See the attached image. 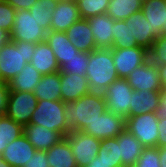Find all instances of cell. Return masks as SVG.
Instances as JSON below:
<instances>
[{
    "label": "cell",
    "instance_id": "12",
    "mask_svg": "<svg viewBox=\"0 0 166 167\" xmlns=\"http://www.w3.org/2000/svg\"><path fill=\"white\" fill-rule=\"evenodd\" d=\"M128 83L133 90H162L161 80L159 76L158 66L149 60L134 69L127 77Z\"/></svg>",
    "mask_w": 166,
    "mask_h": 167
},
{
    "label": "cell",
    "instance_id": "43",
    "mask_svg": "<svg viewBox=\"0 0 166 167\" xmlns=\"http://www.w3.org/2000/svg\"><path fill=\"white\" fill-rule=\"evenodd\" d=\"M159 114L166 116V89L160 92V111Z\"/></svg>",
    "mask_w": 166,
    "mask_h": 167
},
{
    "label": "cell",
    "instance_id": "48",
    "mask_svg": "<svg viewBox=\"0 0 166 167\" xmlns=\"http://www.w3.org/2000/svg\"><path fill=\"white\" fill-rule=\"evenodd\" d=\"M65 1H69V2H77V0H65Z\"/></svg>",
    "mask_w": 166,
    "mask_h": 167
},
{
    "label": "cell",
    "instance_id": "9",
    "mask_svg": "<svg viewBox=\"0 0 166 167\" xmlns=\"http://www.w3.org/2000/svg\"><path fill=\"white\" fill-rule=\"evenodd\" d=\"M65 138L68 140L77 167H87L98 155L101 140L82 131H71Z\"/></svg>",
    "mask_w": 166,
    "mask_h": 167
},
{
    "label": "cell",
    "instance_id": "40",
    "mask_svg": "<svg viewBox=\"0 0 166 167\" xmlns=\"http://www.w3.org/2000/svg\"><path fill=\"white\" fill-rule=\"evenodd\" d=\"M8 93V84L0 81V116L5 115Z\"/></svg>",
    "mask_w": 166,
    "mask_h": 167
},
{
    "label": "cell",
    "instance_id": "42",
    "mask_svg": "<svg viewBox=\"0 0 166 167\" xmlns=\"http://www.w3.org/2000/svg\"><path fill=\"white\" fill-rule=\"evenodd\" d=\"M87 167H115V164L103 161L96 156Z\"/></svg>",
    "mask_w": 166,
    "mask_h": 167
},
{
    "label": "cell",
    "instance_id": "2",
    "mask_svg": "<svg viewBox=\"0 0 166 167\" xmlns=\"http://www.w3.org/2000/svg\"><path fill=\"white\" fill-rule=\"evenodd\" d=\"M91 92L103 93L106 88L119 78L111 49H95L89 52L86 75Z\"/></svg>",
    "mask_w": 166,
    "mask_h": 167
},
{
    "label": "cell",
    "instance_id": "21",
    "mask_svg": "<svg viewBox=\"0 0 166 167\" xmlns=\"http://www.w3.org/2000/svg\"><path fill=\"white\" fill-rule=\"evenodd\" d=\"M160 92L161 90H147L145 92L143 90H133L128 117L150 112L159 113Z\"/></svg>",
    "mask_w": 166,
    "mask_h": 167
},
{
    "label": "cell",
    "instance_id": "5",
    "mask_svg": "<svg viewBox=\"0 0 166 167\" xmlns=\"http://www.w3.org/2000/svg\"><path fill=\"white\" fill-rule=\"evenodd\" d=\"M159 113L150 112L126 118L125 129L145 147H157Z\"/></svg>",
    "mask_w": 166,
    "mask_h": 167
},
{
    "label": "cell",
    "instance_id": "32",
    "mask_svg": "<svg viewBox=\"0 0 166 167\" xmlns=\"http://www.w3.org/2000/svg\"><path fill=\"white\" fill-rule=\"evenodd\" d=\"M89 63V52H79L68 60L60 68V73L86 75Z\"/></svg>",
    "mask_w": 166,
    "mask_h": 167
},
{
    "label": "cell",
    "instance_id": "14",
    "mask_svg": "<svg viewBox=\"0 0 166 167\" xmlns=\"http://www.w3.org/2000/svg\"><path fill=\"white\" fill-rule=\"evenodd\" d=\"M144 148L126 129L116 137L117 160H122V167H134Z\"/></svg>",
    "mask_w": 166,
    "mask_h": 167
},
{
    "label": "cell",
    "instance_id": "30",
    "mask_svg": "<svg viewBox=\"0 0 166 167\" xmlns=\"http://www.w3.org/2000/svg\"><path fill=\"white\" fill-rule=\"evenodd\" d=\"M24 127L8 116H0V155L9 142L14 141L23 135Z\"/></svg>",
    "mask_w": 166,
    "mask_h": 167
},
{
    "label": "cell",
    "instance_id": "4",
    "mask_svg": "<svg viewBox=\"0 0 166 167\" xmlns=\"http://www.w3.org/2000/svg\"><path fill=\"white\" fill-rule=\"evenodd\" d=\"M66 103L62 100H38L29 124H38L67 136L71 130L65 117Z\"/></svg>",
    "mask_w": 166,
    "mask_h": 167
},
{
    "label": "cell",
    "instance_id": "20",
    "mask_svg": "<svg viewBox=\"0 0 166 167\" xmlns=\"http://www.w3.org/2000/svg\"><path fill=\"white\" fill-rule=\"evenodd\" d=\"M65 32L70 42L78 49L79 52H92L97 49L91 27L87 19H79Z\"/></svg>",
    "mask_w": 166,
    "mask_h": 167
},
{
    "label": "cell",
    "instance_id": "41",
    "mask_svg": "<svg viewBox=\"0 0 166 167\" xmlns=\"http://www.w3.org/2000/svg\"><path fill=\"white\" fill-rule=\"evenodd\" d=\"M8 4H10L16 11L23 9H30L37 0H5Z\"/></svg>",
    "mask_w": 166,
    "mask_h": 167
},
{
    "label": "cell",
    "instance_id": "8",
    "mask_svg": "<svg viewBox=\"0 0 166 167\" xmlns=\"http://www.w3.org/2000/svg\"><path fill=\"white\" fill-rule=\"evenodd\" d=\"M38 99L33 92L9 90L5 115L18 124H29Z\"/></svg>",
    "mask_w": 166,
    "mask_h": 167
},
{
    "label": "cell",
    "instance_id": "11",
    "mask_svg": "<svg viewBox=\"0 0 166 167\" xmlns=\"http://www.w3.org/2000/svg\"><path fill=\"white\" fill-rule=\"evenodd\" d=\"M125 125L126 119L106 110L93 123L88 124L82 132L103 140L117 137L125 130Z\"/></svg>",
    "mask_w": 166,
    "mask_h": 167
},
{
    "label": "cell",
    "instance_id": "46",
    "mask_svg": "<svg viewBox=\"0 0 166 167\" xmlns=\"http://www.w3.org/2000/svg\"><path fill=\"white\" fill-rule=\"evenodd\" d=\"M158 149H159V154H160L161 167H166V146L160 147Z\"/></svg>",
    "mask_w": 166,
    "mask_h": 167
},
{
    "label": "cell",
    "instance_id": "39",
    "mask_svg": "<svg viewBox=\"0 0 166 167\" xmlns=\"http://www.w3.org/2000/svg\"><path fill=\"white\" fill-rule=\"evenodd\" d=\"M158 141L157 147H165L166 146V116L159 114L158 119Z\"/></svg>",
    "mask_w": 166,
    "mask_h": 167
},
{
    "label": "cell",
    "instance_id": "13",
    "mask_svg": "<svg viewBox=\"0 0 166 167\" xmlns=\"http://www.w3.org/2000/svg\"><path fill=\"white\" fill-rule=\"evenodd\" d=\"M131 32V42H136L139 47L150 50L153 42L159 36L145 18L142 11L135 12L124 20Z\"/></svg>",
    "mask_w": 166,
    "mask_h": 167
},
{
    "label": "cell",
    "instance_id": "10",
    "mask_svg": "<svg viewBox=\"0 0 166 167\" xmlns=\"http://www.w3.org/2000/svg\"><path fill=\"white\" fill-rule=\"evenodd\" d=\"M112 57L119 78H126L134 69L149 60L148 50L139 46L113 47Z\"/></svg>",
    "mask_w": 166,
    "mask_h": 167
},
{
    "label": "cell",
    "instance_id": "25",
    "mask_svg": "<svg viewBox=\"0 0 166 167\" xmlns=\"http://www.w3.org/2000/svg\"><path fill=\"white\" fill-rule=\"evenodd\" d=\"M61 73L60 71L42 75L41 80L33 91L38 100H61Z\"/></svg>",
    "mask_w": 166,
    "mask_h": 167
},
{
    "label": "cell",
    "instance_id": "47",
    "mask_svg": "<svg viewBox=\"0 0 166 167\" xmlns=\"http://www.w3.org/2000/svg\"><path fill=\"white\" fill-rule=\"evenodd\" d=\"M0 167H12L8 162H6L0 155Z\"/></svg>",
    "mask_w": 166,
    "mask_h": 167
},
{
    "label": "cell",
    "instance_id": "45",
    "mask_svg": "<svg viewBox=\"0 0 166 167\" xmlns=\"http://www.w3.org/2000/svg\"><path fill=\"white\" fill-rule=\"evenodd\" d=\"M10 40L9 33L0 28V47Z\"/></svg>",
    "mask_w": 166,
    "mask_h": 167
},
{
    "label": "cell",
    "instance_id": "38",
    "mask_svg": "<svg viewBox=\"0 0 166 167\" xmlns=\"http://www.w3.org/2000/svg\"><path fill=\"white\" fill-rule=\"evenodd\" d=\"M46 151L37 150L23 167H49Z\"/></svg>",
    "mask_w": 166,
    "mask_h": 167
},
{
    "label": "cell",
    "instance_id": "28",
    "mask_svg": "<svg viewBox=\"0 0 166 167\" xmlns=\"http://www.w3.org/2000/svg\"><path fill=\"white\" fill-rule=\"evenodd\" d=\"M143 0H110L107 14L114 20H125L142 9Z\"/></svg>",
    "mask_w": 166,
    "mask_h": 167
},
{
    "label": "cell",
    "instance_id": "31",
    "mask_svg": "<svg viewBox=\"0 0 166 167\" xmlns=\"http://www.w3.org/2000/svg\"><path fill=\"white\" fill-rule=\"evenodd\" d=\"M110 0H77L81 18L89 19L96 15L106 14Z\"/></svg>",
    "mask_w": 166,
    "mask_h": 167
},
{
    "label": "cell",
    "instance_id": "44",
    "mask_svg": "<svg viewBox=\"0 0 166 167\" xmlns=\"http://www.w3.org/2000/svg\"><path fill=\"white\" fill-rule=\"evenodd\" d=\"M159 76L163 89H166V65L158 66Z\"/></svg>",
    "mask_w": 166,
    "mask_h": 167
},
{
    "label": "cell",
    "instance_id": "27",
    "mask_svg": "<svg viewBox=\"0 0 166 167\" xmlns=\"http://www.w3.org/2000/svg\"><path fill=\"white\" fill-rule=\"evenodd\" d=\"M41 78L42 75L40 72L37 71L31 63H27L22 71L7 84L9 90L33 92Z\"/></svg>",
    "mask_w": 166,
    "mask_h": 167
},
{
    "label": "cell",
    "instance_id": "37",
    "mask_svg": "<svg viewBox=\"0 0 166 167\" xmlns=\"http://www.w3.org/2000/svg\"><path fill=\"white\" fill-rule=\"evenodd\" d=\"M16 10L5 0H0V28L8 33L14 26Z\"/></svg>",
    "mask_w": 166,
    "mask_h": 167
},
{
    "label": "cell",
    "instance_id": "19",
    "mask_svg": "<svg viewBox=\"0 0 166 167\" xmlns=\"http://www.w3.org/2000/svg\"><path fill=\"white\" fill-rule=\"evenodd\" d=\"M61 100L71 103L91 93L85 75L61 73Z\"/></svg>",
    "mask_w": 166,
    "mask_h": 167
},
{
    "label": "cell",
    "instance_id": "3",
    "mask_svg": "<svg viewBox=\"0 0 166 167\" xmlns=\"http://www.w3.org/2000/svg\"><path fill=\"white\" fill-rule=\"evenodd\" d=\"M36 43L8 41L0 47V81L8 83L30 63Z\"/></svg>",
    "mask_w": 166,
    "mask_h": 167
},
{
    "label": "cell",
    "instance_id": "18",
    "mask_svg": "<svg viewBox=\"0 0 166 167\" xmlns=\"http://www.w3.org/2000/svg\"><path fill=\"white\" fill-rule=\"evenodd\" d=\"M87 20L92 30L96 48L97 49L113 48L112 32L114 31V19H112L106 13V14L96 15Z\"/></svg>",
    "mask_w": 166,
    "mask_h": 167
},
{
    "label": "cell",
    "instance_id": "16",
    "mask_svg": "<svg viewBox=\"0 0 166 167\" xmlns=\"http://www.w3.org/2000/svg\"><path fill=\"white\" fill-rule=\"evenodd\" d=\"M36 151L37 150L23 134L19 138L8 143L1 157L12 167H23Z\"/></svg>",
    "mask_w": 166,
    "mask_h": 167
},
{
    "label": "cell",
    "instance_id": "26",
    "mask_svg": "<svg viewBox=\"0 0 166 167\" xmlns=\"http://www.w3.org/2000/svg\"><path fill=\"white\" fill-rule=\"evenodd\" d=\"M49 167H77L70 145L66 138L46 151Z\"/></svg>",
    "mask_w": 166,
    "mask_h": 167
},
{
    "label": "cell",
    "instance_id": "34",
    "mask_svg": "<svg viewBox=\"0 0 166 167\" xmlns=\"http://www.w3.org/2000/svg\"><path fill=\"white\" fill-rule=\"evenodd\" d=\"M97 156L115 167H122V160H117L116 137L101 140Z\"/></svg>",
    "mask_w": 166,
    "mask_h": 167
},
{
    "label": "cell",
    "instance_id": "29",
    "mask_svg": "<svg viewBox=\"0 0 166 167\" xmlns=\"http://www.w3.org/2000/svg\"><path fill=\"white\" fill-rule=\"evenodd\" d=\"M58 4V0H37L29 9L30 13L38 21L39 26L47 32L50 31L53 10Z\"/></svg>",
    "mask_w": 166,
    "mask_h": 167
},
{
    "label": "cell",
    "instance_id": "24",
    "mask_svg": "<svg viewBox=\"0 0 166 167\" xmlns=\"http://www.w3.org/2000/svg\"><path fill=\"white\" fill-rule=\"evenodd\" d=\"M154 32L161 36L166 26V0H143L141 9Z\"/></svg>",
    "mask_w": 166,
    "mask_h": 167
},
{
    "label": "cell",
    "instance_id": "36",
    "mask_svg": "<svg viewBox=\"0 0 166 167\" xmlns=\"http://www.w3.org/2000/svg\"><path fill=\"white\" fill-rule=\"evenodd\" d=\"M134 167H161L158 147L144 148Z\"/></svg>",
    "mask_w": 166,
    "mask_h": 167
},
{
    "label": "cell",
    "instance_id": "35",
    "mask_svg": "<svg viewBox=\"0 0 166 167\" xmlns=\"http://www.w3.org/2000/svg\"><path fill=\"white\" fill-rule=\"evenodd\" d=\"M149 61L157 66L166 65V34H162L153 42L148 51Z\"/></svg>",
    "mask_w": 166,
    "mask_h": 167
},
{
    "label": "cell",
    "instance_id": "15",
    "mask_svg": "<svg viewBox=\"0 0 166 167\" xmlns=\"http://www.w3.org/2000/svg\"><path fill=\"white\" fill-rule=\"evenodd\" d=\"M24 135L36 150L47 151L60 142L65 136L38 124L24 126Z\"/></svg>",
    "mask_w": 166,
    "mask_h": 167
},
{
    "label": "cell",
    "instance_id": "6",
    "mask_svg": "<svg viewBox=\"0 0 166 167\" xmlns=\"http://www.w3.org/2000/svg\"><path fill=\"white\" fill-rule=\"evenodd\" d=\"M47 31L39 26L38 21L27 9L17 10L14 18V26L9 33L10 41H25L41 43L46 39Z\"/></svg>",
    "mask_w": 166,
    "mask_h": 167
},
{
    "label": "cell",
    "instance_id": "22",
    "mask_svg": "<svg viewBox=\"0 0 166 167\" xmlns=\"http://www.w3.org/2000/svg\"><path fill=\"white\" fill-rule=\"evenodd\" d=\"M45 41L54 52L60 68L64 65V60H68L79 53L78 49L68 39L66 32L50 30L47 32Z\"/></svg>",
    "mask_w": 166,
    "mask_h": 167
},
{
    "label": "cell",
    "instance_id": "33",
    "mask_svg": "<svg viewBox=\"0 0 166 167\" xmlns=\"http://www.w3.org/2000/svg\"><path fill=\"white\" fill-rule=\"evenodd\" d=\"M113 47H135L136 42H131V32L124 20H114Z\"/></svg>",
    "mask_w": 166,
    "mask_h": 167
},
{
    "label": "cell",
    "instance_id": "17",
    "mask_svg": "<svg viewBox=\"0 0 166 167\" xmlns=\"http://www.w3.org/2000/svg\"><path fill=\"white\" fill-rule=\"evenodd\" d=\"M79 19H81V15L76 2L58 0V4L53 10L50 30L65 32Z\"/></svg>",
    "mask_w": 166,
    "mask_h": 167
},
{
    "label": "cell",
    "instance_id": "7",
    "mask_svg": "<svg viewBox=\"0 0 166 167\" xmlns=\"http://www.w3.org/2000/svg\"><path fill=\"white\" fill-rule=\"evenodd\" d=\"M133 88L126 78H118L103 92L107 110L126 119L130 113Z\"/></svg>",
    "mask_w": 166,
    "mask_h": 167
},
{
    "label": "cell",
    "instance_id": "23",
    "mask_svg": "<svg viewBox=\"0 0 166 167\" xmlns=\"http://www.w3.org/2000/svg\"><path fill=\"white\" fill-rule=\"evenodd\" d=\"M30 63L41 75L60 71L54 52L46 41L36 44Z\"/></svg>",
    "mask_w": 166,
    "mask_h": 167
},
{
    "label": "cell",
    "instance_id": "1",
    "mask_svg": "<svg viewBox=\"0 0 166 167\" xmlns=\"http://www.w3.org/2000/svg\"><path fill=\"white\" fill-rule=\"evenodd\" d=\"M106 110L103 93L91 92L74 102L66 103V122L71 131H82Z\"/></svg>",
    "mask_w": 166,
    "mask_h": 167
}]
</instances>
